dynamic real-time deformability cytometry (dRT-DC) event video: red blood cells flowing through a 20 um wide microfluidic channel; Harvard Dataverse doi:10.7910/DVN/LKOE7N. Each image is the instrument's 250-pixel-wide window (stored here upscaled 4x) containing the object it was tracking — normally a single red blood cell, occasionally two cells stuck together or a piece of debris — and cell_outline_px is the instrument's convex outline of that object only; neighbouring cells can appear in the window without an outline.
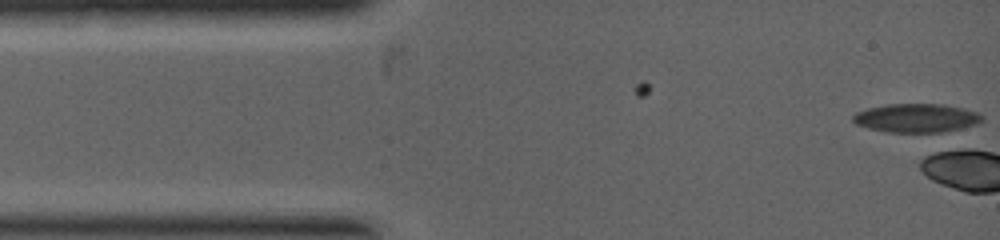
{"species": "common noctule bat (a hibernating species)", "species_latin": "Nyctalus noctula", "temperature_condition": "warm", "stored_images_in_passage": 3, "camera_frame_rate_fps": 5000, "um_per_image_px": 0.085, "animal": {"sex": "female", "body_mass_g": 19.0, "forearm_length_mm": 53.3}, "frame": {"image": 1, "passage_image": 3, "time_ms": 0.6, "image_size_px": [1000, 240], "cell_outline_px": [[984, 120], [976, 124], [936, 136], [888, 132], [868, 128], [856, 124], [852, 120], [852, 116], [856, 112], [868, 108], [884, 104], [944, 104], [964, 108], [976, 112], [984, 116]], "centroid_in_image_um": [77.94, 10.08], "position_along_channel_um": 7.1, "area_um2": 22.72}}